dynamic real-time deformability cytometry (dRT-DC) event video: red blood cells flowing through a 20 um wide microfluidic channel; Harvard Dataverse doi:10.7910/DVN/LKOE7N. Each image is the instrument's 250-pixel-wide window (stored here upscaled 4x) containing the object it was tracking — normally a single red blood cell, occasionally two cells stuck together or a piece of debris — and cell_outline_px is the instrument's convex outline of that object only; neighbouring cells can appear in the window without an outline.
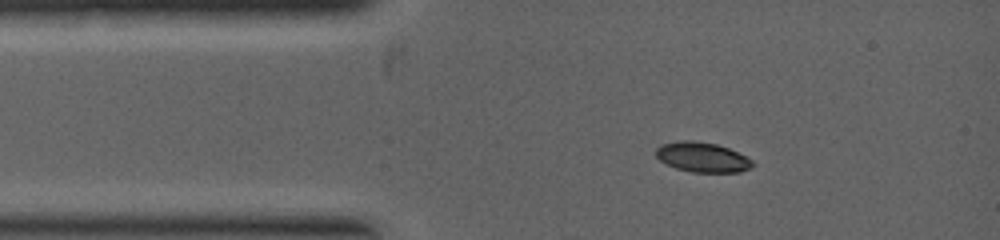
{"species": "common noctule bat (a hibernating species)", "species_latin": "Nyctalus noctula", "temperature_condition": "warm", "stored_images_in_passage": 1, "camera_frame_rate_fps": 5000, "um_per_image_px": 0.085, "animal": {"sex": "female", "body_mass_g": 19.0, "forearm_length_mm": 53.3}, "frame": {"image": 1, "passage_image": 1, "time_ms": 0.0, "image_size_px": [1000, 240], "cell_outline_px": [[756, 164], [740, 172], [692, 172], [676, 168], [660, 160], [656, 156], [656, 148], [660, 144], [680, 140], [692, 140], [716, 144], [728, 148], [752, 160]], "centroid_in_image_um": [59.67, 13.35], "position_along_channel_um": 25.3, "area_um2": 16.7}}